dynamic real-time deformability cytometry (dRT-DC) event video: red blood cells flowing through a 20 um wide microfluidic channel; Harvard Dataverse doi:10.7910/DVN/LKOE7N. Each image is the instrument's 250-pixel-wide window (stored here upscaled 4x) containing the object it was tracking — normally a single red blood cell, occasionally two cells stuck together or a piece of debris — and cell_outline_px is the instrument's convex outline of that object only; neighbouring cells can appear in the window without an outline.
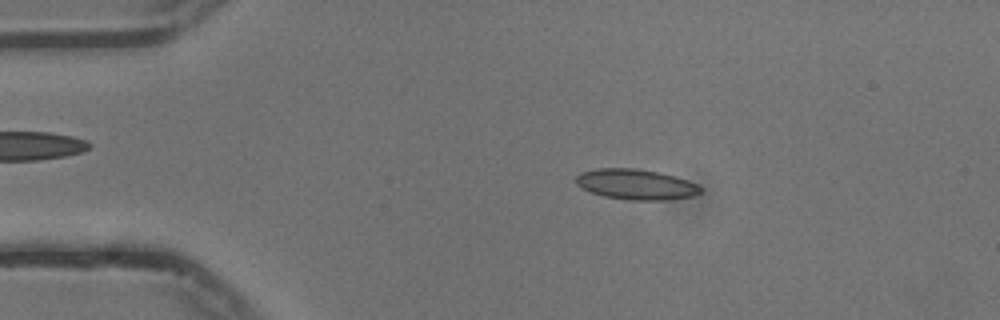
{"species": "common noctule bat (a hibernating species)", "species_latin": "Nyctalus noctula", "temperature_condition": "cold", "stored_images_in_passage": 54, "camera_frame_rate_fps": 3000, "um_per_image_px": 0.085, "animal": {"sex": "male", "body_mass_g": 13.3}, "frame": {"image": 1, "passage_image": 10, "time_ms": 3.0, "image_size_px": [1000, 320], "cell_outline_px": [[700, 192], [696, 196], [664, 200], [628, 200], [604, 196], [592, 192], [576, 184], [576, 176], [580, 172], [596, 168], [636, 168], [660, 172], [676, 176], [688, 180], [696, 184], [700, 188]], "centroid_in_image_um": [54.06, 15.66], "position_along_channel_um": 30.9, "area_um2": 22.14}}
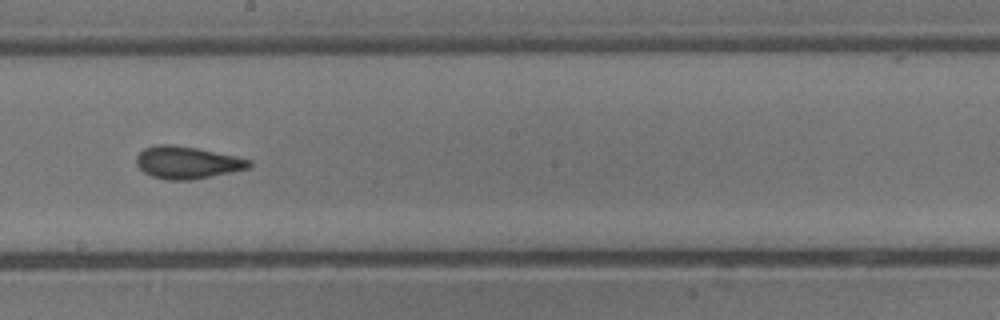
{"frame": {"image": 2, "passage_image": 30, "time_ms": 9.667, "image_size_px": [1000, 320], "cell_outline_px": [[252, 164], [248, 168], [192, 180], [168, 180], [152, 176], [144, 172], [136, 164], [136, 156], [144, 148], [156, 144], [172, 144], [196, 148], [236, 156], [252, 160]], "centroid_in_image_um": [15.88, 13.8], "position_along_channel_um": 232.3, "area_um2": 21.15}}
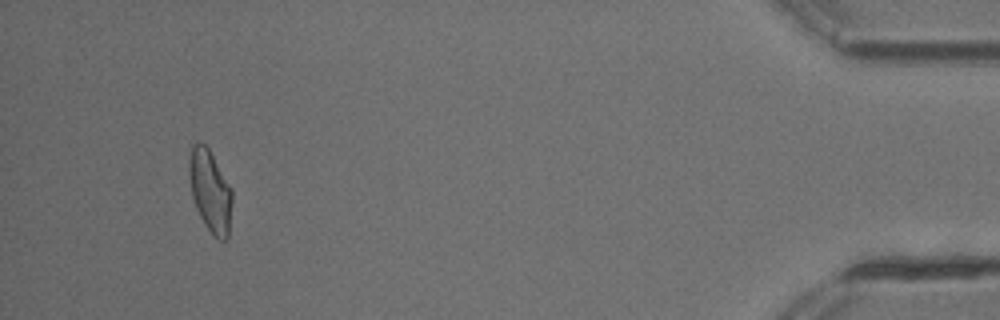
{"frame": {"image": 3, "passage_image": 51, "time_ms": 16.667, "image_size_px": [1000, 320], "cell_outline_px": [[232, 200], [228, 240], [216, 240], [212, 236], [204, 224], [196, 208], [192, 196], [188, 172], [188, 160], [192, 144], [204, 144], [208, 148], [232, 188]], "centroid_in_image_um": [17.87, 16.28], "position_along_channel_um": 417.3, "area_um2": 20.75}, "authors_computed_cell_mechanics": {"area_um2": 20.808, "velocity_mm_per_s": 3.7361, "shape_relaxation_time_tau1_ms": 5.5546, "shape_relaxation_time_tau2_ms": 1.6707, "deformation_change_tau1": 0.1298, "deformation_change_tau2": 0.0552}}